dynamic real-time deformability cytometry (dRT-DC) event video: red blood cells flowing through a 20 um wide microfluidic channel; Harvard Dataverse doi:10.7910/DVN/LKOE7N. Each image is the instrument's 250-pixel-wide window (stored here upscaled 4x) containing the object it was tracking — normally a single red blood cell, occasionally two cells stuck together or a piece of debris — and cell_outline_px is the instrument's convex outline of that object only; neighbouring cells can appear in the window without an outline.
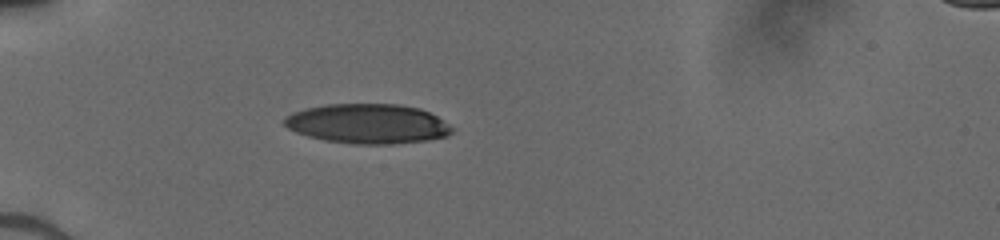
{"species": "human", "species_latin": "Homo sapiens", "temperature_condition": "cold", "stored_images_in_passage": 35, "camera_frame_rate_fps": 3000, "um_per_image_px": 0.085, "donor": {"sex": "male"}, "frame": {"image": 1, "passage_image": 1, "time_ms": 0.0, "image_size_px": [1000, 240], "cell_outline_px": [[456, 128], [448, 136], [424, 140], [392, 144], [356, 144], [324, 140], [308, 136], [296, 132], [288, 128], [284, 124], [284, 116], [292, 112], [304, 108], [324, 104], [396, 104], [420, 108], [436, 116]], "centroid_in_image_um": [31.24, 10.51], "position_along_channel_um": 53.8, "area_um2": 38.9}}
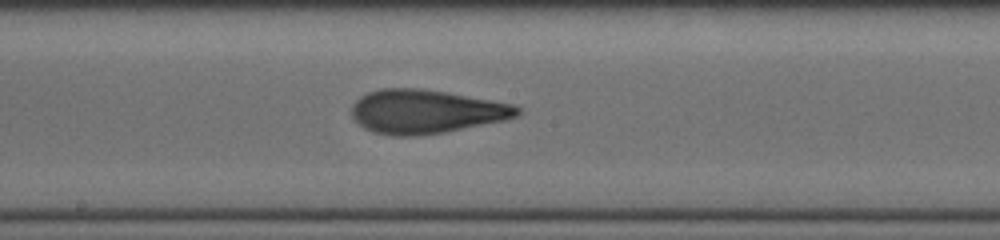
{"frame": {"image": 2, "passage_image": 14, "time_ms": 4.333, "image_size_px": [1000, 240], "cell_outline_px": [[520, 112], [516, 116], [504, 120], [444, 132], [412, 136], [396, 136], [376, 132], [364, 128], [352, 116], [352, 104], [360, 96], [368, 92], [380, 88], [420, 88], [492, 100], [512, 104], [520, 108]], "centroid_in_image_um": [36.17, 9.47], "position_along_channel_um": 212.0, "area_um2": 41.85}}
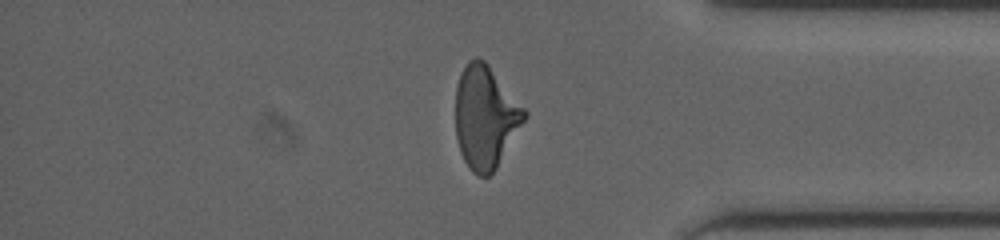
{"frame": {"image": 3, "passage_image": 28, "time_ms": 9.0, "image_size_px": [1000, 240], "cell_outline_px": [[528, 116], [496, 168], [488, 176], [480, 176], [472, 172], [468, 168], [460, 152], [456, 136], [456, 88], [460, 76], [468, 60], [484, 60], [488, 64], [528, 112]], "centroid_in_image_um": [41.27, 9.98], "position_along_channel_um": 393.9, "area_um2": 40.86}}